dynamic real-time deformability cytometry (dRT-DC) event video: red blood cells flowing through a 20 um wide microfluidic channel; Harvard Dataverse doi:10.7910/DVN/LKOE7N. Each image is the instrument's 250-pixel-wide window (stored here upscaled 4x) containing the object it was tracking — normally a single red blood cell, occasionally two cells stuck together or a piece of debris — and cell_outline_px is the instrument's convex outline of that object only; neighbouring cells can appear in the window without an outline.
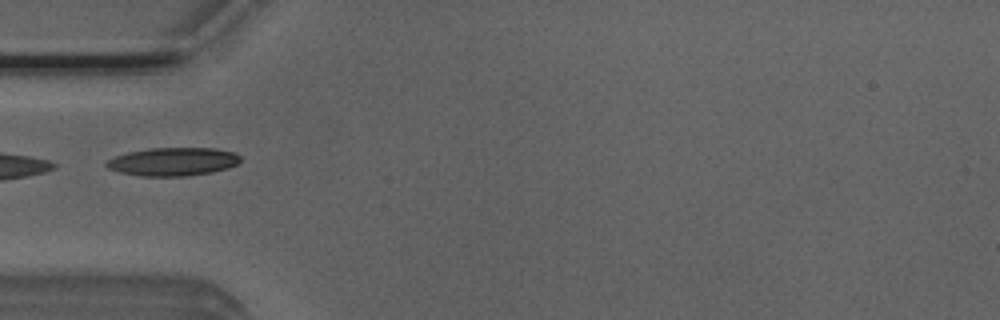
{"species": "Egyptian fruit bat (a non-hibernating species)", "species_latin": "Rousettus aegyptiacus", "temperature_condition": "room temperature", "stored_images_in_passage": 3, "camera_frame_rate_fps": 3000, "um_per_image_px": 0.085, "animal": {"sex": "male"}, "frame": {"image": 1, "passage_image": 2, "time_ms": 0.333, "image_size_px": [1000, 320], "cell_outline_px": [[240, 160], [236, 164], [228, 168], [212, 172], [188, 176], [144, 176], [120, 172], [108, 168], [104, 164], [108, 160], [116, 156], [128, 152], [148, 148], [216, 148], [232, 152], [240, 156]], "centroid_in_image_um": [14.71, 13.74], "position_along_channel_um": 70.3, "area_um2": 21.96}}